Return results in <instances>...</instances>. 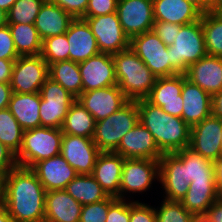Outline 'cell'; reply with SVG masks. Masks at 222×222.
Segmentation results:
<instances>
[{"instance_id": "25", "label": "cell", "mask_w": 222, "mask_h": 222, "mask_svg": "<svg viewBox=\"0 0 222 222\" xmlns=\"http://www.w3.org/2000/svg\"><path fill=\"white\" fill-rule=\"evenodd\" d=\"M81 209L82 205L65 189L47 191L44 222H79Z\"/></svg>"}, {"instance_id": "56", "label": "cell", "mask_w": 222, "mask_h": 222, "mask_svg": "<svg viewBox=\"0 0 222 222\" xmlns=\"http://www.w3.org/2000/svg\"><path fill=\"white\" fill-rule=\"evenodd\" d=\"M221 3H222V0H207V2H206V12H210L218 4H221Z\"/></svg>"}, {"instance_id": "57", "label": "cell", "mask_w": 222, "mask_h": 222, "mask_svg": "<svg viewBox=\"0 0 222 222\" xmlns=\"http://www.w3.org/2000/svg\"><path fill=\"white\" fill-rule=\"evenodd\" d=\"M211 12L222 21V3L218 4L214 9L211 10Z\"/></svg>"}, {"instance_id": "29", "label": "cell", "mask_w": 222, "mask_h": 222, "mask_svg": "<svg viewBox=\"0 0 222 222\" xmlns=\"http://www.w3.org/2000/svg\"><path fill=\"white\" fill-rule=\"evenodd\" d=\"M217 199L215 181H191L180 202L200 219Z\"/></svg>"}, {"instance_id": "59", "label": "cell", "mask_w": 222, "mask_h": 222, "mask_svg": "<svg viewBox=\"0 0 222 222\" xmlns=\"http://www.w3.org/2000/svg\"><path fill=\"white\" fill-rule=\"evenodd\" d=\"M4 174L0 172V203L3 202Z\"/></svg>"}, {"instance_id": "41", "label": "cell", "mask_w": 222, "mask_h": 222, "mask_svg": "<svg viewBox=\"0 0 222 222\" xmlns=\"http://www.w3.org/2000/svg\"><path fill=\"white\" fill-rule=\"evenodd\" d=\"M130 200L109 196V210L105 222H129Z\"/></svg>"}, {"instance_id": "48", "label": "cell", "mask_w": 222, "mask_h": 222, "mask_svg": "<svg viewBox=\"0 0 222 222\" xmlns=\"http://www.w3.org/2000/svg\"><path fill=\"white\" fill-rule=\"evenodd\" d=\"M200 219L203 222H222V199H217Z\"/></svg>"}, {"instance_id": "47", "label": "cell", "mask_w": 222, "mask_h": 222, "mask_svg": "<svg viewBox=\"0 0 222 222\" xmlns=\"http://www.w3.org/2000/svg\"><path fill=\"white\" fill-rule=\"evenodd\" d=\"M17 166L16 155L0 141V172L6 175Z\"/></svg>"}, {"instance_id": "34", "label": "cell", "mask_w": 222, "mask_h": 222, "mask_svg": "<svg viewBox=\"0 0 222 222\" xmlns=\"http://www.w3.org/2000/svg\"><path fill=\"white\" fill-rule=\"evenodd\" d=\"M184 162L187 183L191 181H215L213 162L194 152L189 147L175 152Z\"/></svg>"}, {"instance_id": "3", "label": "cell", "mask_w": 222, "mask_h": 222, "mask_svg": "<svg viewBox=\"0 0 222 222\" xmlns=\"http://www.w3.org/2000/svg\"><path fill=\"white\" fill-rule=\"evenodd\" d=\"M117 85L129 101L146 99L157 77L129 47L112 54Z\"/></svg>"}, {"instance_id": "38", "label": "cell", "mask_w": 222, "mask_h": 222, "mask_svg": "<svg viewBox=\"0 0 222 222\" xmlns=\"http://www.w3.org/2000/svg\"><path fill=\"white\" fill-rule=\"evenodd\" d=\"M154 205L156 222H197L198 218L189 212L180 201H168L165 199Z\"/></svg>"}, {"instance_id": "44", "label": "cell", "mask_w": 222, "mask_h": 222, "mask_svg": "<svg viewBox=\"0 0 222 222\" xmlns=\"http://www.w3.org/2000/svg\"><path fill=\"white\" fill-rule=\"evenodd\" d=\"M118 0H89L83 17L104 16L116 12Z\"/></svg>"}, {"instance_id": "2", "label": "cell", "mask_w": 222, "mask_h": 222, "mask_svg": "<svg viewBox=\"0 0 222 222\" xmlns=\"http://www.w3.org/2000/svg\"><path fill=\"white\" fill-rule=\"evenodd\" d=\"M139 122L146 127L164 153H175L189 147L191 127L180 117L165 113L146 99L137 101Z\"/></svg>"}, {"instance_id": "27", "label": "cell", "mask_w": 222, "mask_h": 222, "mask_svg": "<svg viewBox=\"0 0 222 222\" xmlns=\"http://www.w3.org/2000/svg\"><path fill=\"white\" fill-rule=\"evenodd\" d=\"M74 17L61 7L46 0L38 13L34 26L42 41L67 32Z\"/></svg>"}, {"instance_id": "4", "label": "cell", "mask_w": 222, "mask_h": 222, "mask_svg": "<svg viewBox=\"0 0 222 222\" xmlns=\"http://www.w3.org/2000/svg\"><path fill=\"white\" fill-rule=\"evenodd\" d=\"M63 132L61 129L36 127L23 133L21 148L16 155L18 166L31 168L40 160L60 154Z\"/></svg>"}, {"instance_id": "17", "label": "cell", "mask_w": 222, "mask_h": 222, "mask_svg": "<svg viewBox=\"0 0 222 222\" xmlns=\"http://www.w3.org/2000/svg\"><path fill=\"white\" fill-rule=\"evenodd\" d=\"M78 64L82 77V92L117 85L112 54L100 52Z\"/></svg>"}, {"instance_id": "58", "label": "cell", "mask_w": 222, "mask_h": 222, "mask_svg": "<svg viewBox=\"0 0 222 222\" xmlns=\"http://www.w3.org/2000/svg\"><path fill=\"white\" fill-rule=\"evenodd\" d=\"M7 24V12H5L3 9H0V28Z\"/></svg>"}, {"instance_id": "54", "label": "cell", "mask_w": 222, "mask_h": 222, "mask_svg": "<svg viewBox=\"0 0 222 222\" xmlns=\"http://www.w3.org/2000/svg\"><path fill=\"white\" fill-rule=\"evenodd\" d=\"M196 6L202 13H206L207 0H186Z\"/></svg>"}, {"instance_id": "19", "label": "cell", "mask_w": 222, "mask_h": 222, "mask_svg": "<svg viewBox=\"0 0 222 222\" xmlns=\"http://www.w3.org/2000/svg\"><path fill=\"white\" fill-rule=\"evenodd\" d=\"M114 153L125 159L139 158L160 160L163 153L158 148L151 132L140 122L123 137Z\"/></svg>"}, {"instance_id": "6", "label": "cell", "mask_w": 222, "mask_h": 222, "mask_svg": "<svg viewBox=\"0 0 222 222\" xmlns=\"http://www.w3.org/2000/svg\"><path fill=\"white\" fill-rule=\"evenodd\" d=\"M170 65L179 73L185 74L188 67L207 55L201 19L182 25L176 31L175 41L168 46Z\"/></svg>"}, {"instance_id": "7", "label": "cell", "mask_w": 222, "mask_h": 222, "mask_svg": "<svg viewBox=\"0 0 222 222\" xmlns=\"http://www.w3.org/2000/svg\"><path fill=\"white\" fill-rule=\"evenodd\" d=\"M159 183V160L125 159L122 168L119 199L140 201L139 194L149 192ZM138 196L135 198L134 197Z\"/></svg>"}, {"instance_id": "11", "label": "cell", "mask_w": 222, "mask_h": 222, "mask_svg": "<svg viewBox=\"0 0 222 222\" xmlns=\"http://www.w3.org/2000/svg\"><path fill=\"white\" fill-rule=\"evenodd\" d=\"M82 19L89 24L100 52L115 54L130 47V39L124 33L116 12Z\"/></svg>"}, {"instance_id": "22", "label": "cell", "mask_w": 222, "mask_h": 222, "mask_svg": "<svg viewBox=\"0 0 222 222\" xmlns=\"http://www.w3.org/2000/svg\"><path fill=\"white\" fill-rule=\"evenodd\" d=\"M66 37L70 46L69 60L83 62L100 53L95 36L85 19L74 18Z\"/></svg>"}, {"instance_id": "33", "label": "cell", "mask_w": 222, "mask_h": 222, "mask_svg": "<svg viewBox=\"0 0 222 222\" xmlns=\"http://www.w3.org/2000/svg\"><path fill=\"white\" fill-rule=\"evenodd\" d=\"M18 56L40 55L42 39L34 24H8Z\"/></svg>"}, {"instance_id": "10", "label": "cell", "mask_w": 222, "mask_h": 222, "mask_svg": "<svg viewBox=\"0 0 222 222\" xmlns=\"http://www.w3.org/2000/svg\"><path fill=\"white\" fill-rule=\"evenodd\" d=\"M49 77V65L41 55L19 56L15 61L11 88L15 93H37Z\"/></svg>"}, {"instance_id": "50", "label": "cell", "mask_w": 222, "mask_h": 222, "mask_svg": "<svg viewBox=\"0 0 222 222\" xmlns=\"http://www.w3.org/2000/svg\"><path fill=\"white\" fill-rule=\"evenodd\" d=\"M16 60L0 59V82L10 83L13 66Z\"/></svg>"}, {"instance_id": "43", "label": "cell", "mask_w": 222, "mask_h": 222, "mask_svg": "<svg viewBox=\"0 0 222 222\" xmlns=\"http://www.w3.org/2000/svg\"><path fill=\"white\" fill-rule=\"evenodd\" d=\"M18 58L12 34L7 24L0 28V59L17 60Z\"/></svg>"}, {"instance_id": "20", "label": "cell", "mask_w": 222, "mask_h": 222, "mask_svg": "<svg viewBox=\"0 0 222 222\" xmlns=\"http://www.w3.org/2000/svg\"><path fill=\"white\" fill-rule=\"evenodd\" d=\"M30 169L37 175L46 192L66 189L70 181L78 175L61 154L40 160Z\"/></svg>"}, {"instance_id": "36", "label": "cell", "mask_w": 222, "mask_h": 222, "mask_svg": "<svg viewBox=\"0 0 222 222\" xmlns=\"http://www.w3.org/2000/svg\"><path fill=\"white\" fill-rule=\"evenodd\" d=\"M201 24L207 55L222 57V21L210 11L202 13Z\"/></svg>"}, {"instance_id": "13", "label": "cell", "mask_w": 222, "mask_h": 222, "mask_svg": "<svg viewBox=\"0 0 222 222\" xmlns=\"http://www.w3.org/2000/svg\"><path fill=\"white\" fill-rule=\"evenodd\" d=\"M116 13L129 39L152 30L154 24L152 0H118Z\"/></svg>"}, {"instance_id": "39", "label": "cell", "mask_w": 222, "mask_h": 222, "mask_svg": "<svg viewBox=\"0 0 222 222\" xmlns=\"http://www.w3.org/2000/svg\"><path fill=\"white\" fill-rule=\"evenodd\" d=\"M70 46L66 33L42 41L41 56L48 64L69 60Z\"/></svg>"}, {"instance_id": "49", "label": "cell", "mask_w": 222, "mask_h": 222, "mask_svg": "<svg viewBox=\"0 0 222 222\" xmlns=\"http://www.w3.org/2000/svg\"><path fill=\"white\" fill-rule=\"evenodd\" d=\"M215 186L218 199H222V155L213 161Z\"/></svg>"}, {"instance_id": "31", "label": "cell", "mask_w": 222, "mask_h": 222, "mask_svg": "<svg viewBox=\"0 0 222 222\" xmlns=\"http://www.w3.org/2000/svg\"><path fill=\"white\" fill-rule=\"evenodd\" d=\"M65 190L81 205L99 202L108 197L92 175L78 174Z\"/></svg>"}, {"instance_id": "15", "label": "cell", "mask_w": 222, "mask_h": 222, "mask_svg": "<svg viewBox=\"0 0 222 222\" xmlns=\"http://www.w3.org/2000/svg\"><path fill=\"white\" fill-rule=\"evenodd\" d=\"M100 153L92 138L63 133L60 154L78 174L92 175Z\"/></svg>"}, {"instance_id": "23", "label": "cell", "mask_w": 222, "mask_h": 222, "mask_svg": "<svg viewBox=\"0 0 222 222\" xmlns=\"http://www.w3.org/2000/svg\"><path fill=\"white\" fill-rule=\"evenodd\" d=\"M124 160L114 152H101L97 157L92 176L108 196L119 198Z\"/></svg>"}, {"instance_id": "12", "label": "cell", "mask_w": 222, "mask_h": 222, "mask_svg": "<svg viewBox=\"0 0 222 222\" xmlns=\"http://www.w3.org/2000/svg\"><path fill=\"white\" fill-rule=\"evenodd\" d=\"M159 184L161 198L181 201L189 188L184 162L175 153H164L159 160Z\"/></svg>"}, {"instance_id": "40", "label": "cell", "mask_w": 222, "mask_h": 222, "mask_svg": "<svg viewBox=\"0 0 222 222\" xmlns=\"http://www.w3.org/2000/svg\"><path fill=\"white\" fill-rule=\"evenodd\" d=\"M109 210V196L99 202L82 205L79 222H105Z\"/></svg>"}, {"instance_id": "52", "label": "cell", "mask_w": 222, "mask_h": 222, "mask_svg": "<svg viewBox=\"0 0 222 222\" xmlns=\"http://www.w3.org/2000/svg\"><path fill=\"white\" fill-rule=\"evenodd\" d=\"M212 114L222 118V90L212 95Z\"/></svg>"}, {"instance_id": "42", "label": "cell", "mask_w": 222, "mask_h": 222, "mask_svg": "<svg viewBox=\"0 0 222 222\" xmlns=\"http://www.w3.org/2000/svg\"><path fill=\"white\" fill-rule=\"evenodd\" d=\"M129 222H156V211L154 206L142 201H130Z\"/></svg>"}, {"instance_id": "32", "label": "cell", "mask_w": 222, "mask_h": 222, "mask_svg": "<svg viewBox=\"0 0 222 222\" xmlns=\"http://www.w3.org/2000/svg\"><path fill=\"white\" fill-rule=\"evenodd\" d=\"M49 77L58 82L76 99L81 95L82 77L77 62L65 60L50 64Z\"/></svg>"}, {"instance_id": "9", "label": "cell", "mask_w": 222, "mask_h": 222, "mask_svg": "<svg viewBox=\"0 0 222 222\" xmlns=\"http://www.w3.org/2000/svg\"><path fill=\"white\" fill-rule=\"evenodd\" d=\"M40 95L41 126L61 129L68 110L76 98L50 77L42 85Z\"/></svg>"}, {"instance_id": "51", "label": "cell", "mask_w": 222, "mask_h": 222, "mask_svg": "<svg viewBox=\"0 0 222 222\" xmlns=\"http://www.w3.org/2000/svg\"><path fill=\"white\" fill-rule=\"evenodd\" d=\"M13 94L10 83L0 82V110L8 108V103Z\"/></svg>"}, {"instance_id": "30", "label": "cell", "mask_w": 222, "mask_h": 222, "mask_svg": "<svg viewBox=\"0 0 222 222\" xmlns=\"http://www.w3.org/2000/svg\"><path fill=\"white\" fill-rule=\"evenodd\" d=\"M96 121L88 110L76 99L70 106L62 125V132L69 135L92 138Z\"/></svg>"}, {"instance_id": "5", "label": "cell", "mask_w": 222, "mask_h": 222, "mask_svg": "<svg viewBox=\"0 0 222 222\" xmlns=\"http://www.w3.org/2000/svg\"><path fill=\"white\" fill-rule=\"evenodd\" d=\"M138 122L137 101H129L117 112L96 122L92 140L101 152H114L122 137Z\"/></svg>"}, {"instance_id": "45", "label": "cell", "mask_w": 222, "mask_h": 222, "mask_svg": "<svg viewBox=\"0 0 222 222\" xmlns=\"http://www.w3.org/2000/svg\"><path fill=\"white\" fill-rule=\"evenodd\" d=\"M181 26L163 21H154L152 31L166 46H170L175 41L176 31H180Z\"/></svg>"}, {"instance_id": "60", "label": "cell", "mask_w": 222, "mask_h": 222, "mask_svg": "<svg viewBox=\"0 0 222 222\" xmlns=\"http://www.w3.org/2000/svg\"><path fill=\"white\" fill-rule=\"evenodd\" d=\"M221 154H222V134H221Z\"/></svg>"}, {"instance_id": "28", "label": "cell", "mask_w": 222, "mask_h": 222, "mask_svg": "<svg viewBox=\"0 0 222 222\" xmlns=\"http://www.w3.org/2000/svg\"><path fill=\"white\" fill-rule=\"evenodd\" d=\"M41 104L40 92L15 93L13 92L8 103V109L15 117L20 126L31 130L41 126L39 107Z\"/></svg>"}, {"instance_id": "37", "label": "cell", "mask_w": 222, "mask_h": 222, "mask_svg": "<svg viewBox=\"0 0 222 222\" xmlns=\"http://www.w3.org/2000/svg\"><path fill=\"white\" fill-rule=\"evenodd\" d=\"M46 0H16L7 12L8 24H34Z\"/></svg>"}, {"instance_id": "26", "label": "cell", "mask_w": 222, "mask_h": 222, "mask_svg": "<svg viewBox=\"0 0 222 222\" xmlns=\"http://www.w3.org/2000/svg\"><path fill=\"white\" fill-rule=\"evenodd\" d=\"M154 21L187 25L201 19L202 12L186 0H152Z\"/></svg>"}, {"instance_id": "24", "label": "cell", "mask_w": 222, "mask_h": 222, "mask_svg": "<svg viewBox=\"0 0 222 222\" xmlns=\"http://www.w3.org/2000/svg\"><path fill=\"white\" fill-rule=\"evenodd\" d=\"M181 95L183 98L182 119L190 127L212 114V96L188 79L183 82Z\"/></svg>"}, {"instance_id": "21", "label": "cell", "mask_w": 222, "mask_h": 222, "mask_svg": "<svg viewBox=\"0 0 222 222\" xmlns=\"http://www.w3.org/2000/svg\"><path fill=\"white\" fill-rule=\"evenodd\" d=\"M186 78L211 96L222 90V57L209 56L201 58L190 65Z\"/></svg>"}, {"instance_id": "53", "label": "cell", "mask_w": 222, "mask_h": 222, "mask_svg": "<svg viewBox=\"0 0 222 222\" xmlns=\"http://www.w3.org/2000/svg\"><path fill=\"white\" fill-rule=\"evenodd\" d=\"M0 222H13L3 202L0 203Z\"/></svg>"}, {"instance_id": "18", "label": "cell", "mask_w": 222, "mask_h": 222, "mask_svg": "<svg viewBox=\"0 0 222 222\" xmlns=\"http://www.w3.org/2000/svg\"><path fill=\"white\" fill-rule=\"evenodd\" d=\"M77 100L96 122L117 112L129 102L118 85L82 92Z\"/></svg>"}, {"instance_id": "35", "label": "cell", "mask_w": 222, "mask_h": 222, "mask_svg": "<svg viewBox=\"0 0 222 222\" xmlns=\"http://www.w3.org/2000/svg\"><path fill=\"white\" fill-rule=\"evenodd\" d=\"M24 129L17 122L8 108L0 110V141L15 155L18 154Z\"/></svg>"}, {"instance_id": "1", "label": "cell", "mask_w": 222, "mask_h": 222, "mask_svg": "<svg viewBox=\"0 0 222 222\" xmlns=\"http://www.w3.org/2000/svg\"><path fill=\"white\" fill-rule=\"evenodd\" d=\"M45 194L30 168L17 166L4 175L3 203L13 222H44Z\"/></svg>"}, {"instance_id": "55", "label": "cell", "mask_w": 222, "mask_h": 222, "mask_svg": "<svg viewBox=\"0 0 222 222\" xmlns=\"http://www.w3.org/2000/svg\"><path fill=\"white\" fill-rule=\"evenodd\" d=\"M16 0H0V9L8 12Z\"/></svg>"}, {"instance_id": "46", "label": "cell", "mask_w": 222, "mask_h": 222, "mask_svg": "<svg viewBox=\"0 0 222 222\" xmlns=\"http://www.w3.org/2000/svg\"><path fill=\"white\" fill-rule=\"evenodd\" d=\"M61 7L74 18H82L88 6L89 0H48Z\"/></svg>"}, {"instance_id": "14", "label": "cell", "mask_w": 222, "mask_h": 222, "mask_svg": "<svg viewBox=\"0 0 222 222\" xmlns=\"http://www.w3.org/2000/svg\"><path fill=\"white\" fill-rule=\"evenodd\" d=\"M222 118L211 114L191 127L189 148L214 161L221 154Z\"/></svg>"}, {"instance_id": "16", "label": "cell", "mask_w": 222, "mask_h": 222, "mask_svg": "<svg viewBox=\"0 0 222 222\" xmlns=\"http://www.w3.org/2000/svg\"><path fill=\"white\" fill-rule=\"evenodd\" d=\"M186 79L185 74L157 78L146 100L154 106L161 107L165 113L182 118L181 91Z\"/></svg>"}, {"instance_id": "8", "label": "cell", "mask_w": 222, "mask_h": 222, "mask_svg": "<svg viewBox=\"0 0 222 222\" xmlns=\"http://www.w3.org/2000/svg\"><path fill=\"white\" fill-rule=\"evenodd\" d=\"M130 48L157 78L179 74L170 65L168 46L152 30L133 36Z\"/></svg>"}]
</instances>
